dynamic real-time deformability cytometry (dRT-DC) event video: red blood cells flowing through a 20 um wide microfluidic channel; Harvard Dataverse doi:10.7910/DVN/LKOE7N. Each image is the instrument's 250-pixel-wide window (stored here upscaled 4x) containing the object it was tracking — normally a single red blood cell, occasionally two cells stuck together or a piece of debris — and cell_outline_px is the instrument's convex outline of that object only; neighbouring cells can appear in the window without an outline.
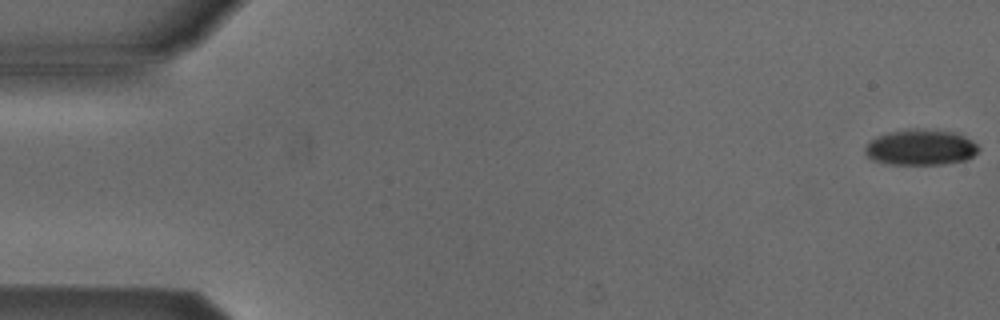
{"species": "Egyptian fruit bat (a non-hibernating species)", "species_latin": "Rousettus aegyptiacus", "temperature_condition": "cold", "stored_images_in_passage": 15, "camera_frame_rate_fps": 3000, "um_per_image_px": 0.085, "animal": {"sex": "male"}, "frame": {"image": 1, "passage_image": 1, "time_ms": 0.0, "image_size_px": [1000, 320], "cell_outline_px": [[980, 148], [972, 156], [964, 160], [944, 164], [892, 164], [872, 160], [864, 152], [864, 148], [872, 140], [888, 132], [912, 128], [916, 128], [956, 132], [972, 140]], "centroid_in_image_um": [78.26, 12.52], "position_along_channel_um": 6.7, "area_um2": 23.47}}
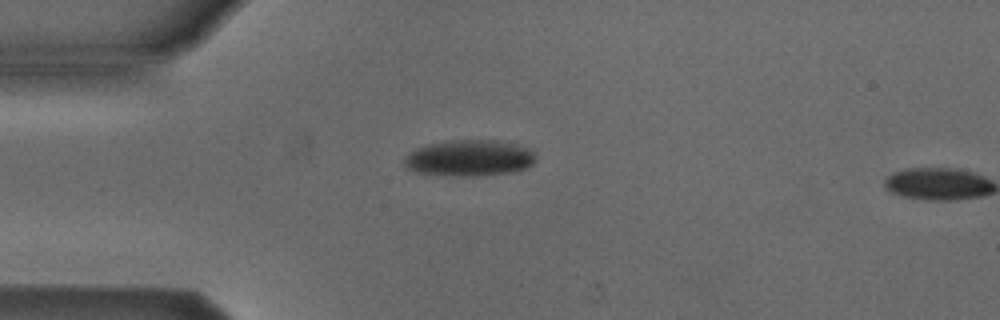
{"frame": {"image": 2, "passage_image": 14, "time_ms": 4.333, "image_size_px": [1000, 320], "cell_outline_px": [[536, 160], [532, 164], [524, 168], [512, 172], [476, 176], [444, 176], [420, 172], [404, 168], [404, 156], [416, 148], [428, 144], [452, 140], [496, 140], [520, 144], [532, 148], [536, 156]], "centroid_in_image_um": [39.92, 13.43], "position_along_channel_um": 45.1, "area_um2": 28.15}}